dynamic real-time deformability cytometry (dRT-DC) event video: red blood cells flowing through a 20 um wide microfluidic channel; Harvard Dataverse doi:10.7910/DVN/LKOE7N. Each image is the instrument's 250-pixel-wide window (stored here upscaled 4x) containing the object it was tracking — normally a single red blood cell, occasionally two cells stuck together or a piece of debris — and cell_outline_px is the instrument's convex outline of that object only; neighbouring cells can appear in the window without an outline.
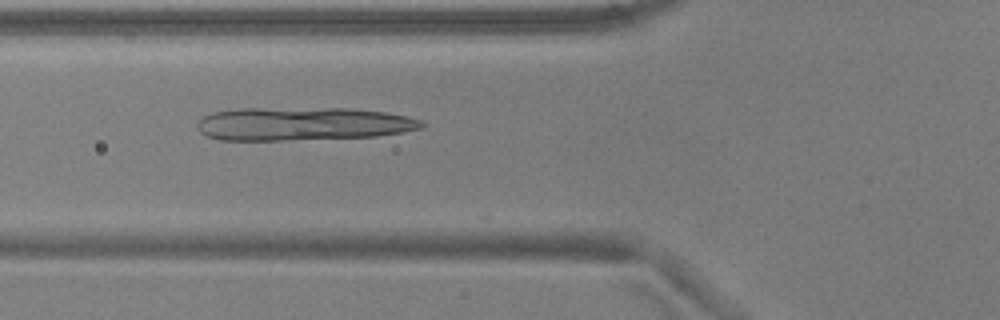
{"species": "common noctule bat (a hibernating species)", "species_latin": "Nyctalus noctula", "temperature_condition": "warm", "stored_images_in_passage": 37, "camera_frame_rate_fps": 3000, "um_per_image_px": 0.085, "animal": {"sex": "male", "body_mass_g": 17.9, "forearm_length_mm": 54.2}, "frame": {"image": 1, "passage_image": 3, "time_ms": 0.667, "image_size_px": [1000, 320], "cell_outline_px": [[424, 128], [404, 132], [376, 136], [280, 140], [220, 140], [208, 136], [200, 132], [196, 124], [204, 116], [212, 112], [236, 108], [352, 108], [388, 112], [408, 116], [420, 120], [424, 124]], "centroid_in_image_um": [25.75, 10.51], "position_along_channel_um": 100.0, "area_um2": 43.75}}
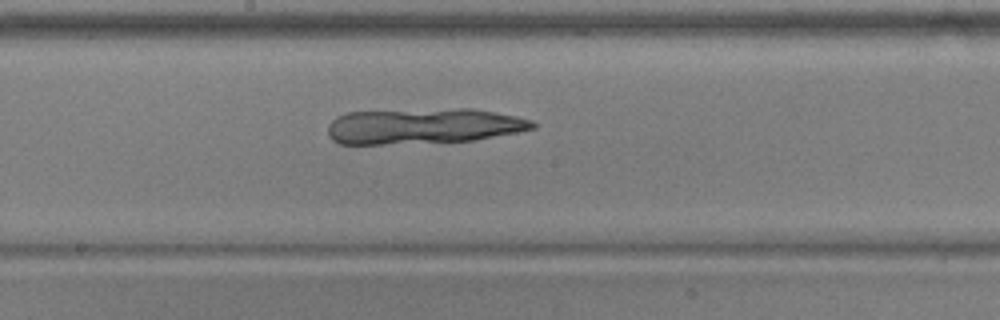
{"frame": {"image": 2, "passage_image": 12, "time_ms": 3.667, "image_size_px": [1000, 320], "cell_outline_px": [[536, 128], [516, 132], [472, 140], [384, 144], [340, 144], [332, 140], [328, 136], [328, 124], [336, 116], [348, 112], [456, 108], [472, 108], [516, 116], [532, 120], [536, 124]], "centroid_in_image_um": [35.94, 10.71], "position_along_channel_um": 212.3, "area_um2": 42.37}}
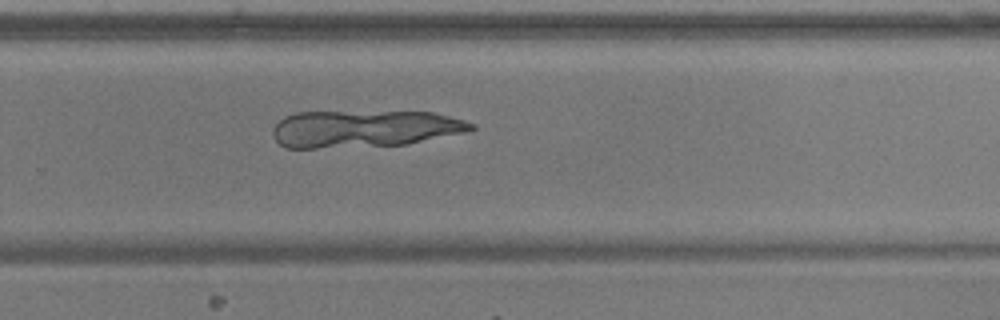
{"frame": {"image": 3, "passage_image": 19, "time_ms": 6.0, "image_size_px": [1000, 320], "cell_outline_px": [[476, 128], [464, 132], [408, 144], [316, 148], [284, 148], [276, 140], [272, 132], [272, 128], [284, 116], [296, 112], [432, 112], [464, 120], [476, 124]], "centroid_in_image_um": [30.94, 10.94], "position_along_channel_um": 298.9, "area_um2": 42.71}}